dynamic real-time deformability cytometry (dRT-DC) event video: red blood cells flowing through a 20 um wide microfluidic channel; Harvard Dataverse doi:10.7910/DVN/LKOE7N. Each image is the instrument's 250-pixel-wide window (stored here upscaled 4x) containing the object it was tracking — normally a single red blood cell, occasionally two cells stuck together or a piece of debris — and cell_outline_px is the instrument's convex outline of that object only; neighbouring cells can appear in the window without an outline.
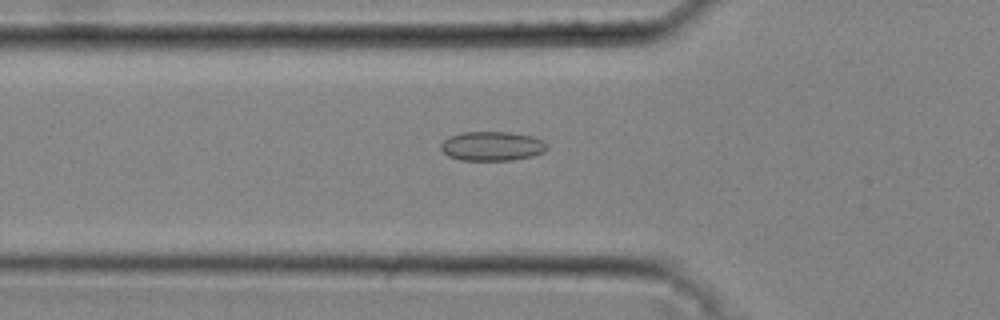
{"species": "common noctule bat (a hibernating species)", "species_latin": "Nyctalus noctula", "temperature_condition": "cold", "stored_images_in_passage": 37, "camera_frame_rate_fps": 3000, "um_per_image_px": 0.085, "animal": {"sex": "male", "body_mass_g": 20.4}, "frame": {"image": 1, "passage_image": 10, "time_ms": 3.0, "image_size_px": [1000, 320], "cell_outline_px": [[548, 148], [544, 152], [532, 156], [512, 160], [460, 160], [448, 156], [440, 148], [440, 144], [448, 136], [460, 132], [512, 132], [532, 136], [544, 140], [548, 144]], "centroid_in_image_um": [41.84, 12.41], "position_along_channel_um": 84.0, "area_um2": 18.38}}
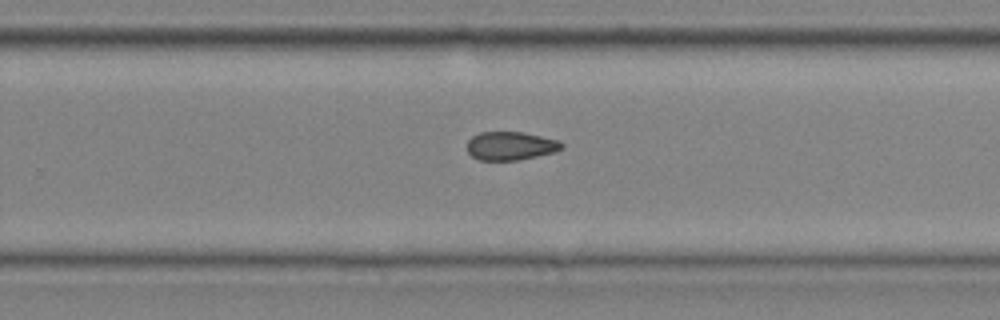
{"frame": {"image": 2, "passage_image": 24, "time_ms": 7.667, "image_size_px": [1000, 320], "cell_outline_px": [[564, 148], [556, 152], [516, 160], [480, 160], [472, 156], [468, 152], [468, 140], [472, 136], [480, 132], [524, 132], [560, 140], [564, 144]], "centroid_in_image_um": [43.44, 12.39], "position_along_channel_um": 286.4, "area_um2": 15.78}}
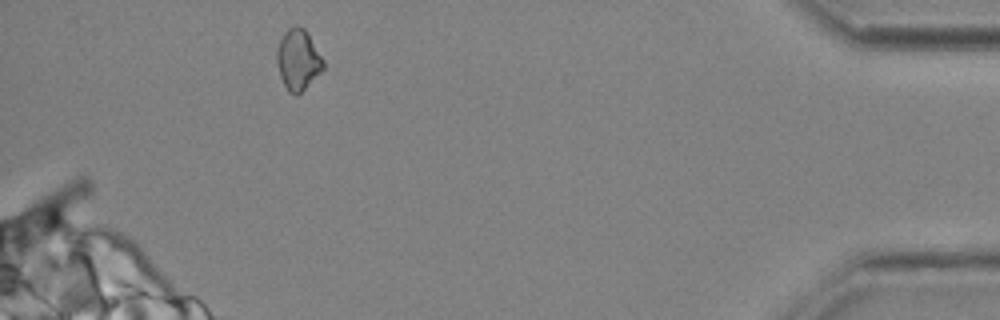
{"frame": {"image": 3, "passage_image": 36, "time_ms": 11.667, "image_size_px": [1000, 320], "cell_outline_px": [[324, 68], [296, 96], [288, 92], [280, 76], [276, 60], [276, 52], [280, 40], [284, 32], [288, 28], [296, 24], [304, 28], [324, 60]], "centroid_in_image_um": [25.32, 5.06], "position_along_channel_um": 409.9, "area_um2": 16.24}, "authors_computed_cell_mechanics": {"area_um2": 16.3574, "velocity_mm_per_s": 4.3357, "shape_relaxation_time_tau1_ms": null, "shape_relaxation_time_tau2_ms": 2.9255, "deformation_change_tau1": null, "deformation_change_tau2": 0.0762}}